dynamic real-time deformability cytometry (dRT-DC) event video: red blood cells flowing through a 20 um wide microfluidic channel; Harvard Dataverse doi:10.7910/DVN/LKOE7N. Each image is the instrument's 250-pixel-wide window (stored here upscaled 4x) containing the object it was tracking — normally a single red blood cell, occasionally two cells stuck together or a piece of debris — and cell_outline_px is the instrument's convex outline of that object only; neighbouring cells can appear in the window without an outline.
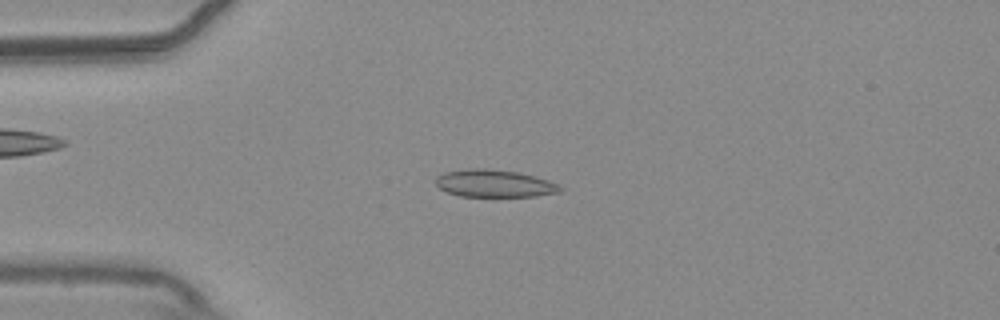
{"species": "common noctule bat (a hibernating species)", "species_latin": "Nyctalus noctula", "temperature_condition": "warm", "stored_images_in_passage": 54, "camera_frame_rate_fps": 3000, "um_per_image_px": 0.085, "animal": {"sex": "male", "body_mass_g": 20.4}, "frame": {"image": 1, "passage_image": 13, "time_ms": 4.0, "image_size_px": [1000, 320], "cell_outline_px": [[564, 188], [560, 192], [536, 196], [460, 196], [448, 192], [440, 188], [436, 184], [436, 176], [444, 172], [472, 168], [484, 168], [516, 172], [548, 180]], "centroid_in_image_um": [42.0, 15.59], "position_along_channel_um": 43.0, "area_um2": 19.65}}
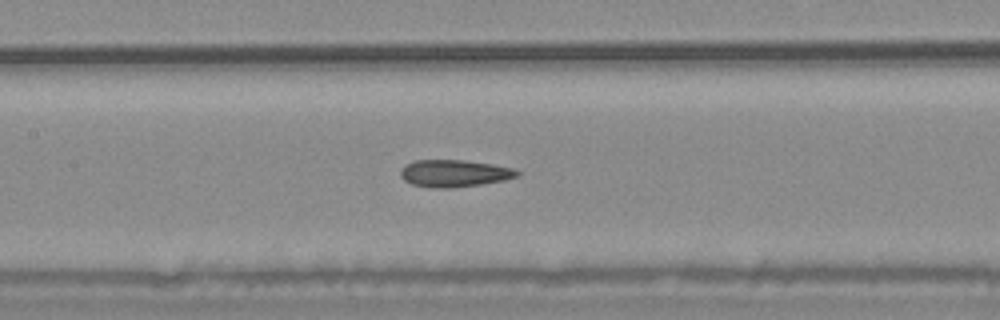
{"frame": {"image": 2, "passage_image": 25, "time_ms": 8.0, "image_size_px": [1000, 320], "cell_outline_px": [[520, 172], [516, 176], [504, 180], [480, 184], [452, 188], [432, 188], [412, 184], [404, 180], [400, 176], [400, 168], [416, 160], [464, 160], [492, 164], [516, 168]], "centroid_in_image_um": [38.61, 14.73], "position_along_channel_um": 168.8, "area_um2": 18.44}}
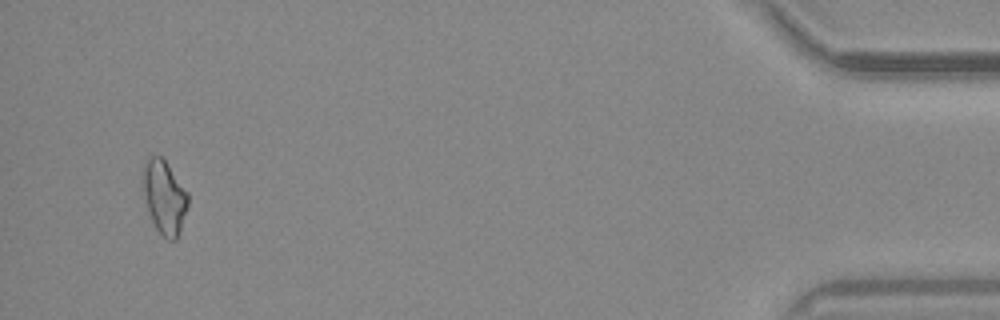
{"frame": {"image": 3, "passage_image": 52, "time_ms": 17.0, "image_size_px": [1000, 320], "cell_outline_px": [[188, 204], [176, 240], [168, 240], [156, 228], [152, 220], [148, 208], [140, 180], [140, 172], [144, 164], [152, 156], [160, 156], [164, 160], [188, 192]], "centroid_in_image_um": [13.94, 16.72], "position_along_channel_um": 421.3, "area_um2": 19.07}, "authors_computed_cell_mechanics": {"area_um2": 18.6694, "velocity_mm_per_s": 3.6824, "shape_relaxation_time_tau1_ms": null, "shape_relaxation_time_tau2_ms": 4.6619, "deformation_change_tau1": null, "deformation_change_tau2": 0.133}}